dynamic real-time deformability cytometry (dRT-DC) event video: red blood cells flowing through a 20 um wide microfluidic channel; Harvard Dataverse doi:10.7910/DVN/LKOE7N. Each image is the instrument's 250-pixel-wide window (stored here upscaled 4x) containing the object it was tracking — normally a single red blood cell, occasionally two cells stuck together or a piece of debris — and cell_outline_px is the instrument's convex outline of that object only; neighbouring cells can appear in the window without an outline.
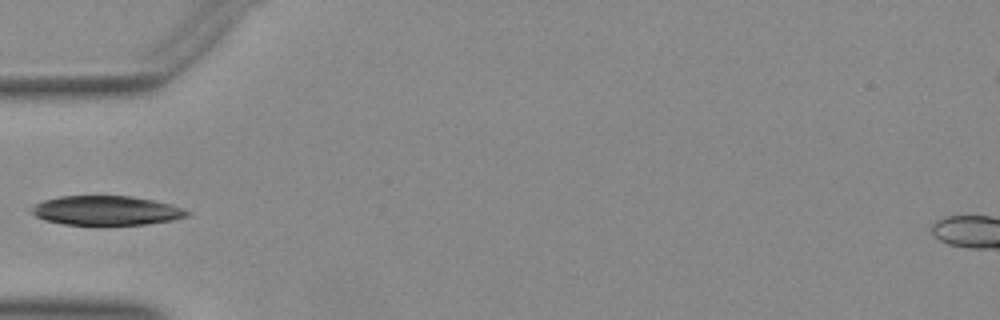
{"species": "Egyptian fruit bat (a non-hibernating species)", "species_latin": "Rousettus aegyptiacus", "temperature_condition": "warm", "stored_images_in_passage": 29, "camera_frame_rate_fps": 3000, "um_per_image_px": 0.085, "animal": {"sex": "female"}, "frame": {"image": 1, "passage_image": 1, "time_ms": 0.0, "image_size_px": [1000, 320], "cell_outline_px": [[192, 212], [188, 216], [172, 220], [144, 224], [64, 224], [44, 220], [36, 216], [28, 208], [32, 204], [44, 200], [60, 196], [132, 196], [152, 200], [168, 204]], "centroid_in_image_um": [8.97, 17.88], "position_along_channel_um": 76.0, "area_um2": 26.36}}
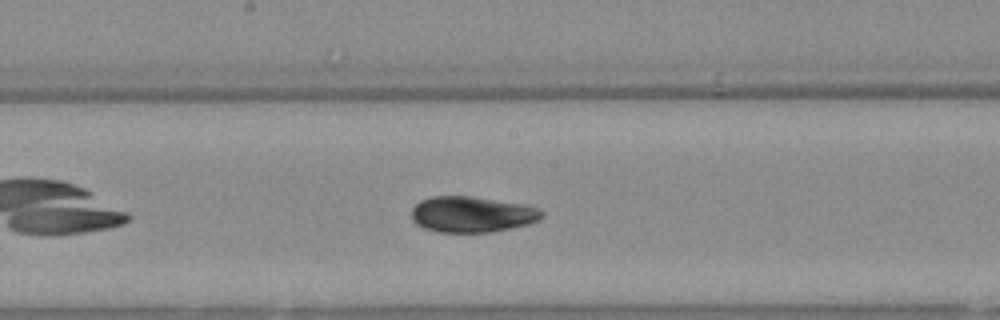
{"frame": {"image": 2, "passage_image": 11, "time_ms": 3.333, "image_size_px": [1000, 320], "cell_outline_px": [[544, 216], [528, 224], [492, 232], [440, 232], [424, 228], [416, 224], [412, 220], [412, 208], [420, 200], [432, 196], [468, 196], [524, 204], [536, 208], [544, 212]], "centroid_in_image_um": [40.09, 18.22], "position_along_channel_um": 208.1, "area_um2": 27.11}}
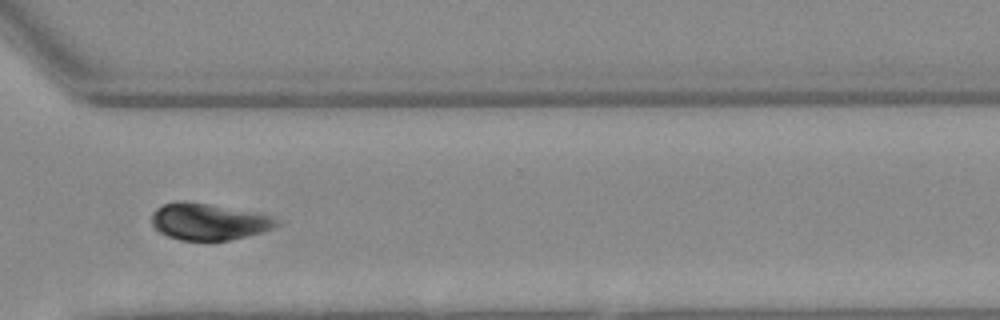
{"frame": {"image": 3, "passage_image": 22, "time_ms": 7.0, "image_size_px": [1000, 320], "cell_outline_px": [[280, 224], [272, 228], [260, 232], [228, 240], [180, 240], [168, 236], [160, 232], [152, 224], [152, 212], [156, 208], [164, 204], [176, 200], [184, 200], [208, 204], [272, 216]], "centroid_in_image_um": [17.67, 18.83], "position_along_channel_um": 352.9, "area_um2": 26.24}}